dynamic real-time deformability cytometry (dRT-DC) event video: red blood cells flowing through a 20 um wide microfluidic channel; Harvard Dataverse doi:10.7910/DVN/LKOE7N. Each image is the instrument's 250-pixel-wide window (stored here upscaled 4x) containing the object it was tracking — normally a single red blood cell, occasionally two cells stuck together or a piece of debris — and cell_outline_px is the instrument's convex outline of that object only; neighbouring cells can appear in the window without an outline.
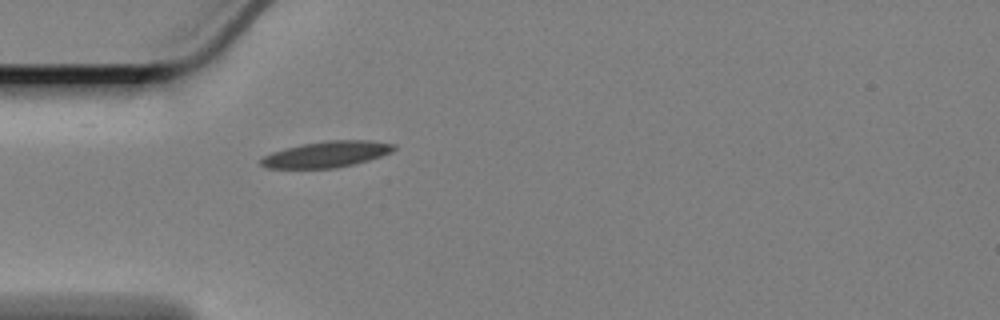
{"species": "Egyptian fruit bat (a non-hibernating species)", "species_latin": "Rousettus aegyptiacus", "temperature_condition": "cold", "stored_images_in_passage": 43, "camera_frame_rate_fps": 3000, "um_per_image_px": 0.085, "animal": {"sex": "female"}, "frame": {"image": 1, "passage_image": 1, "time_ms": 0.0, "image_size_px": [1000, 320], "cell_outline_px": [[396, 148], [392, 152], [368, 160], [336, 168], [268, 168], [260, 164], [260, 160], [264, 156], [272, 152], [284, 148], [304, 144], [328, 140], [372, 140], [396, 144]], "centroid_in_image_um": [27.78, 13.1], "position_along_channel_um": 57.2, "area_um2": 20.11}}
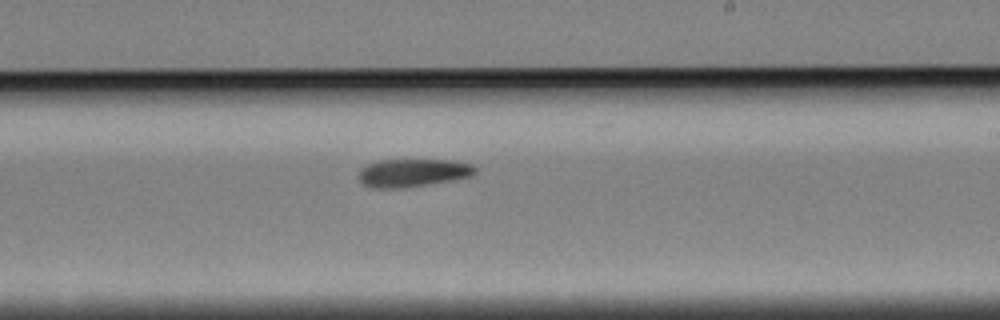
{"frame": {"image": 2, "passage_image": 19, "time_ms": 6.0, "image_size_px": [1000, 320], "cell_outline_px": [[476, 172], [472, 176], [452, 180], [404, 188], [372, 188], [364, 184], [360, 180], [360, 168], [368, 164], [380, 160], [452, 160], [472, 164], [476, 168]], "centroid_in_image_um": [35.11, 14.69], "position_along_channel_um": 253.9, "area_um2": 18.96}}
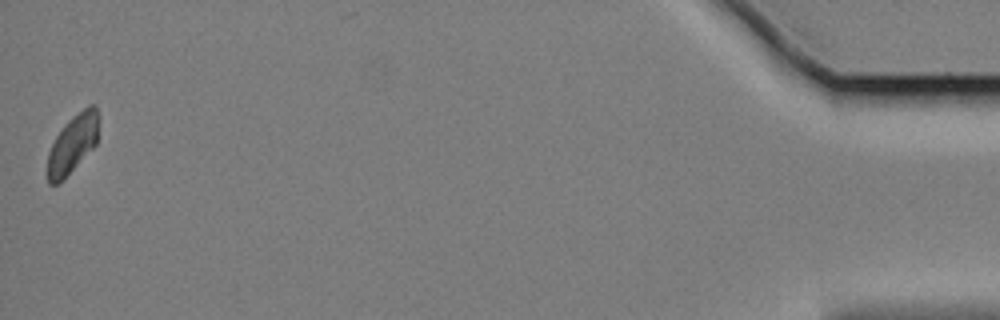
{"frame": {"image": 3, "passage_image": 43, "time_ms": 14.0, "image_size_px": [1000, 320], "cell_outline_px": [[100, 120], [96, 144], [60, 184], [48, 184], [44, 172], [48, 152], [56, 136], [64, 124], [72, 116], [88, 104], [96, 104], [100, 116]], "centroid_in_image_um": [6.16, 12.24], "position_along_channel_um": 429.0, "area_um2": 18.21}, "authors_computed_cell_mechanics": {"area_um2": 19.074, "velocity_mm_per_s": 3.343, "shape_relaxation_time_tau1_ms": 7.7883, "shape_relaxation_time_tau2_ms": null, "deformation_change_tau1": 0.1322, "deformation_change_tau2": null}}